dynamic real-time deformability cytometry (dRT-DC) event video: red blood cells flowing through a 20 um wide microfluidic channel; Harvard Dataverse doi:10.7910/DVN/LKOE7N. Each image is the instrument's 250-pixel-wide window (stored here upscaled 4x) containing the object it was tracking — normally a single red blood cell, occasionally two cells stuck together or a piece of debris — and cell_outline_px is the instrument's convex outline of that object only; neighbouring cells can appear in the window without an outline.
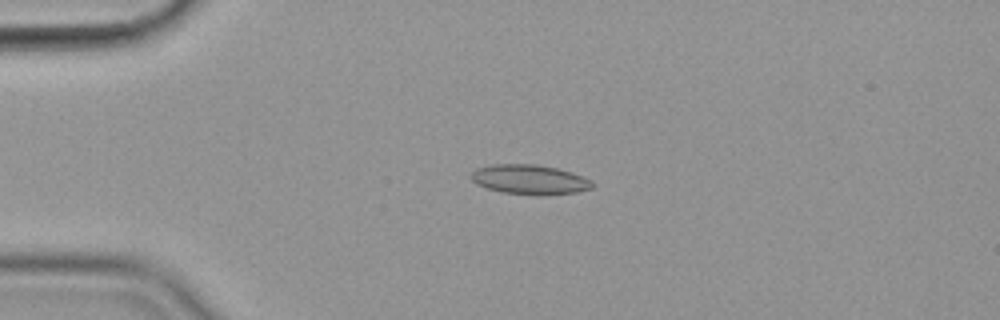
{"species": "common noctule bat (a hibernating species)", "species_latin": "Nyctalus noctula", "temperature_condition": "cold", "stored_images_in_passage": 57, "camera_frame_rate_fps": 3000, "um_per_image_px": 0.085, "animal": {"sex": "female", "body_mass_g": 19.9}, "frame": {"image": 1, "passage_image": 14, "time_ms": 4.333, "image_size_px": [1000, 320], "cell_outline_px": [[592, 188], [576, 192], [504, 192], [488, 188], [476, 184], [468, 176], [476, 168], [492, 164], [536, 164], [556, 168], [572, 172], [592, 180]], "centroid_in_image_um": [44.96, 15.19], "position_along_channel_um": 40.0, "area_um2": 20.0}}
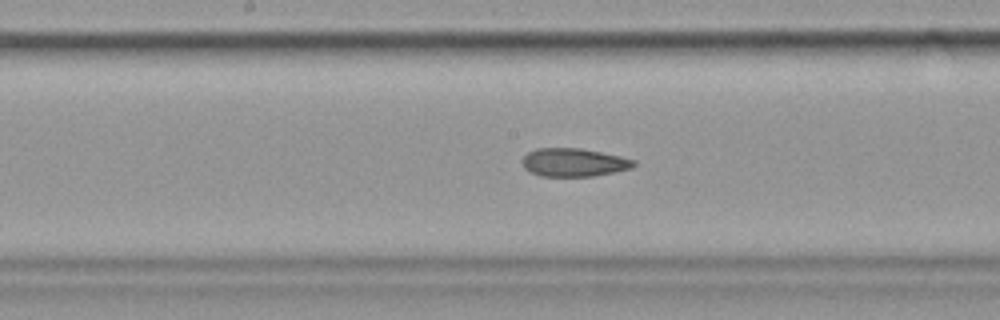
{"frame": {"image": 2, "passage_image": 30, "time_ms": 9.667, "image_size_px": [1000, 320], "cell_outline_px": [[636, 164], [632, 168], [592, 176], [540, 176], [528, 172], [524, 168], [520, 160], [528, 152], [536, 148], [580, 148], [620, 156], [636, 160]], "centroid_in_image_um": [48.73, 13.8], "position_along_channel_um": 199.5, "area_um2": 18.44}}
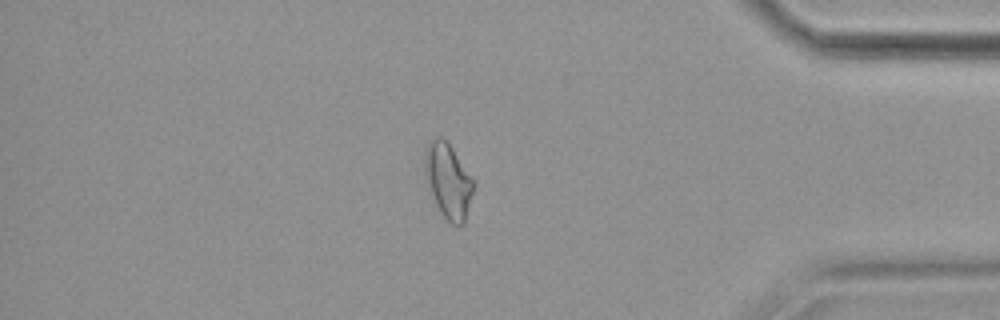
{"frame": {"image": 3, "passage_image": 49, "time_ms": 16.0, "image_size_px": [1000, 320], "cell_outline_px": [[472, 192], [464, 224], [452, 224], [440, 212], [436, 204], [424, 168], [424, 152], [428, 144], [436, 136], [440, 136], [448, 140], [472, 180]], "centroid_in_image_um": [38.07, 15.31], "position_along_channel_um": 397.1, "area_um2": 20.46}, "authors_computed_cell_mechanics": {"area_um2": 19.8254, "velocity_mm_per_s": 3.571, "shape_relaxation_time_tau1_ms": null, "shape_relaxation_time_tau2_ms": 3.8309, "deformation_change_tau1": null, "deformation_change_tau2": 0.1101}}